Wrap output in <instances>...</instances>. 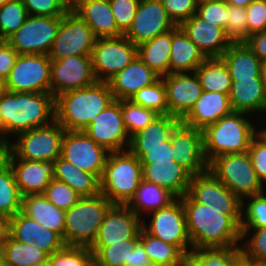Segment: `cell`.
<instances>
[{
  "label": "cell",
  "instance_id": "09005b40",
  "mask_svg": "<svg viewBox=\"0 0 266 266\" xmlns=\"http://www.w3.org/2000/svg\"><path fill=\"white\" fill-rule=\"evenodd\" d=\"M8 1H10V0H0V7H1L2 5H4L5 3H7Z\"/></svg>",
  "mask_w": 266,
  "mask_h": 266
},
{
  "label": "cell",
  "instance_id": "4fadbf2b",
  "mask_svg": "<svg viewBox=\"0 0 266 266\" xmlns=\"http://www.w3.org/2000/svg\"><path fill=\"white\" fill-rule=\"evenodd\" d=\"M96 39L84 20L74 12H67L61 19L49 58L59 60L72 55H91Z\"/></svg>",
  "mask_w": 266,
  "mask_h": 266
},
{
  "label": "cell",
  "instance_id": "83f0119b",
  "mask_svg": "<svg viewBox=\"0 0 266 266\" xmlns=\"http://www.w3.org/2000/svg\"><path fill=\"white\" fill-rule=\"evenodd\" d=\"M229 99L233 111L266 113V88L261 78L232 81Z\"/></svg>",
  "mask_w": 266,
  "mask_h": 266
},
{
  "label": "cell",
  "instance_id": "e0dca14e",
  "mask_svg": "<svg viewBox=\"0 0 266 266\" xmlns=\"http://www.w3.org/2000/svg\"><path fill=\"white\" fill-rule=\"evenodd\" d=\"M187 194L201 204L220 209L228 216H241L242 201L209 170L193 175Z\"/></svg>",
  "mask_w": 266,
  "mask_h": 266
},
{
  "label": "cell",
  "instance_id": "deb4b68c",
  "mask_svg": "<svg viewBox=\"0 0 266 266\" xmlns=\"http://www.w3.org/2000/svg\"><path fill=\"white\" fill-rule=\"evenodd\" d=\"M5 155H0V163L4 160Z\"/></svg>",
  "mask_w": 266,
  "mask_h": 266
},
{
  "label": "cell",
  "instance_id": "3957f363",
  "mask_svg": "<svg viewBox=\"0 0 266 266\" xmlns=\"http://www.w3.org/2000/svg\"><path fill=\"white\" fill-rule=\"evenodd\" d=\"M113 101L108 82L63 92L55 98L56 121L67 131H83Z\"/></svg>",
  "mask_w": 266,
  "mask_h": 266
},
{
  "label": "cell",
  "instance_id": "277c9868",
  "mask_svg": "<svg viewBox=\"0 0 266 266\" xmlns=\"http://www.w3.org/2000/svg\"><path fill=\"white\" fill-rule=\"evenodd\" d=\"M248 116L232 111L202 130L204 156L208 163L224 154L248 152L253 137L259 132Z\"/></svg>",
  "mask_w": 266,
  "mask_h": 266
},
{
  "label": "cell",
  "instance_id": "bcb514c9",
  "mask_svg": "<svg viewBox=\"0 0 266 266\" xmlns=\"http://www.w3.org/2000/svg\"><path fill=\"white\" fill-rule=\"evenodd\" d=\"M121 109L124 127L130 137L159 116L154 110L134 104L131 100H121Z\"/></svg>",
  "mask_w": 266,
  "mask_h": 266
},
{
  "label": "cell",
  "instance_id": "603a6c76",
  "mask_svg": "<svg viewBox=\"0 0 266 266\" xmlns=\"http://www.w3.org/2000/svg\"><path fill=\"white\" fill-rule=\"evenodd\" d=\"M180 27L206 58H220L232 44L224 29L205 22L196 14L184 21Z\"/></svg>",
  "mask_w": 266,
  "mask_h": 266
},
{
  "label": "cell",
  "instance_id": "7c38bea8",
  "mask_svg": "<svg viewBox=\"0 0 266 266\" xmlns=\"http://www.w3.org/2000/svg\"><path fill=\"white\" fill-rule=\"evenodd\" d=\"M137 57V46L125 35L116 38L96 39L91 53L97 81L107 82Z\"/></svg>",
  "mask_w": 266,
  "mask_h": 266
},
{
  "label": "cell",
  "instance_id": "ffe728a7",
  "mask_svg": "<svg viewBox=\"0 0 266 266\" xmlns=\"http://www.w3.org/2000/svg\"><path fill=\"white\" fill-rule=\"evenodd\" d=\"M142 228V219L126 205L114 204L105 215L91 246L127 244Z\"/></svg>",
  "mask_w": 266,
  "mask_h": 266
},
{
  "label": "cell",
  "instance_id": "c3c4849f",
  "mask_svg": "<svg viewBox=\"0 0 266 266\" xmlns=\"http://www.w3.org/2000/svg\"><path fill=\"white\" fill-rule=\"evenodd\" d=\"M225 35L231 43H245L248 39L246 9L227 4Z\"/></svg>",
  "mask_w": 266,
  "mask_h": 266
},
{
  "label": "cell",
  "instance_id": "ee69618b",
  "mask_svg": "<svg viewBox=\"0 0 266 266\" xmlns=\"http://www.w3.org/2000/svg\"><path fill=\"white\" fill-rule=\"evenodd\" d=\"M246 198L242 200L240 228L258 229L266 226V190Z\"/></svg>",
  "mask_w": 266,
  "mask_h": 266
},
{
  "label": "cell",
  "instance_id": "cb8c5ba5",
  "mask_svg": "<svg viewBox=\"0 0 266 266\" xmlns=\"http://www.w3.org/2000/svg\"><path fill=\"white\" fill-rule=\"evenodd\" d=\"M160 76L150 69L138 56L107 82L114 100H130L140 89L152 85Z\"/></svg>",
  "mask_w": 266,
  "mask_h": 266
},
{
  "label": "cell",
  "instance_id": "2a66077c",
  "mask_svg": "<svg viewBox=\"0 0 266 266\" xmlns=\"http://www.w3.org/2000/svg\"><path fill=\"white\" fill-rule=\"evenodd\" d=\"M137 266H157V265L153 264L152 262H147V263H144V264H139Z\"/></svg>",
  "mask_w": 266,
  "mask_h": 266
},
{
  "label": "cell",
  "instance_id": "816d5d0a",
  "mask_svg": "<svg viewBox=\"0 0 266 266\" xmlns=\"http://www.w3.org/2000/svg\"><path fill=\"white\" fill-rule=\"evenodd\" d=\"M196 15L205 22L225 30L227 22V3L224 0L198 2Z\"/></svg>",
  "mask_w": 266,
  "mask_h": 266
},
{
  "label": "cell",
  "instance_id": "9f6ffc18",
  "mask_svg": "<svg viewBox=\"0 0 266 266\" xmlns=\"http://www.w3.org/2000/svg\"><path fill=\"white\" fill-rule=\"evenodd\" d=\"M128 150L140 159L141 163L170 162L173 160V148L171 138L156 148H128Z\"/></svg>",
  "mask_w": 266,
  "mask_h": 266
},
{
  "label": "cell",
  "instance_id": "f546056e",
  "mask_svg": "<svg viewBox=\"0 0 266 266\" xmlns=\"http://www.w3.org/2000/svg\"><path fill=\"white\" fill-rule=\"evenodd\" d=\"M21 212L58 233L63 239L65 211L57 208L43 194L22 196Z\"/></svg>",
  "mask_w": 266,
  "mask_h": 266
},
{
  "label": "cell",
  "instance_id": "11a10c76",
  "mask_svg": "<svg viewBox=\"0 0 266 266\" xmlns=\"http://www.w3.org/2000/svg\"><path fill=\"white\" fill-rule=\"evenodd\" d=\"M248 154L257 176L263 185H266V137L260 132L253 137Z\"/></svg>",
  "mask_w": 266,
  "mask_h": 266
},
{
  "label": "cell",
  "instance_id": "60d3db41",
  "mask_svg": "<svg viewBox=\"0 0 266 266\" xmlns=\"http://www.w3.org/2000/svg\"><path fill=\"white\" fill-rule=\"evenodd\" d=\"M139 241V233L127 240V244L110 246H90L96 266H131V246Z\"/></svg>",
  "mask_w": 266,
  "mask_h": 266
},
{
  "label": "cell",
  "instance_id": "4316f807",
  "mask_svg": "<svg viewBox=\"0 0 266 266\" xmlns=\"http://www.w3.org/2000/svg\"><path fill=\"white\" fill-rule=\"evenodd\" d=\"M74 13L85 21L97 39L124 35L117 26L109 0H82Z\"/></svg>",
  "mask_w": 266,
  "mask_h": 266
},
{
  "label": "cell",
  "instance_id": "6f0895ef",
  "mask_svg": "<svg viewBox=\"0 0 266 266\" xmlns=\"http://www.w3.org/2000/svg\"><path fill=\"white\" fill-rule=\"evenodd\" d=\"M28 15L63 17L67 12L56 0H22Z\"/></svg>",
  "mask_w": 266,
  "mask_h": 266
},
{
  "label": "cell",
  "instance_id": "b9fcfbb0",
  "mask_svg": "<svg viewBox=\"0 0 266 266\" xmlns=\"http://www.w3.org/2000/svg\"><path fill=\"white\" fill-rule=\"evenodd\" d=\"M258 130L264 137H266V127L265 128L262 127V130H261V128Z\"/></svg>",
  "mask_w": 266,
  "mask_h": 266
},
{
  "label": "cell",
  "instance_id": "91938a15",
  "mask_svg": "<svg viewBox=\"0 0 266 266\" xmlns=\"http://www.w3.org/2000/svg\"><path fill=\"white\" fill-rule=\"evenodd\" d=\"M31 245L38 247L48 255L59 251L65 246L62 237L58 233L48 229L42 224H39L38 238H36Z\"/></svg>",
  "mask_w": 266,
  "mask_h": 266
},
{
  "label": "cell",
  "instance_id": "8fae6325",
  "mask_svg": "<svg viewBox=\"0 0 266 266\" xmlns=\"http://www.w3.org/2000/svg\"><path fill=\"white\" fill-rule=\"evenodd\" d=\"M51 61L45 54H19L6 79L7 91L50 93Z\"/></svg>",
  "mask_w": 266,
  "mask_h": 266
},
{
  "label": "cell",
  "instance_id": "681fc988",
  "mask_svg": "<svg viewBox=\"0 0 266 266\" xmlns=\"http://www.w3.org/2000/svg\"><path fill=\"white\" fill-rule=\"evenodd\" d=\"M43 195L57 208L67 211L75 205L81 196L68 184L52 179Z\"/></svg>",
  "mask_w": 266,
  "mask_h": 266
},
{
  "label": "cell",
  "instance_id": "753ad0ef",
  "mask_svg": "<svg viewBox=\"0 0 266 266\" xmlns=\"http://www.w3.org/2000/svg\"><path fill=\"white\" fill-rule=\"evenodd\" d=\"M248 266H266V261H260L256 263H249Z\"/></svg>",
  "mask_w": 266,
  "mask_h": 266
},
{
  "label": "cell",
  "instance_id": "d6986e66",
  "mask_svg": "<svg viewBox=\"0 0 266 266\" xmlns=\"http://www.w3.org/2000/svg\"><path fill=\"white\" fill-rule=\"evenodd\" d=\"M173 160L184 167L192 176L208 171L204 156L203 133L180 122L171 136Z\"/></svg>",
  "mask_w": 266,
  "mask_h": 266
},
{
  "label": "cell",
  "instance_id": "f6af8a7d",
  "mask_svg": "<svg viewBox=\"0 0 266 266\" xmlns=\"http://www.w3.org/2000/svg\"><path fill=\"white\" fill-rule=\"evenodd\" d=\"M242 240L246 241L240 246L246 264L266 261V226L258 229H241Z\"/></svg>",
  "mask_w": 266,
  "mask_h": 266
},
{
  "label": "cell",
  "instance_id": "6da1fadb",
  "mask_svg": "<svg viewBox=\"0 0 266 266\" xmlns=\"http://www.w3.org/2000/svg\"><path fill=\"white\" fill-rule=\"evenodd\" d=\"M183 204L192 249L202 247H240L241 216L222 214L220 209L195 202L187 193Z\"/></svg>",
  "mask_w": 266,
  "mask_h": 266
},
{
  "label": "cell",
  "instance_id": "7dc6e473",
  "mask_svg": "<svg viewBox=\"0 0 266 266\" xmlns=\"http://www.w3.org/2000/svg\"><path fill=\"white\" fill-rule=\"evenodd\" d=\"M50 266H91L93 253L89 247L64 246L48 256Z\"/></svg>",
  "mask_w": 266,
  "mask_h": 266
},
{
  "label": "cell",
  "instance_id": "f907efd6",
  "mask_svg": "<svg viewBox=\"0 0 266 266\" xmlns=\"http://www.w3.org/2000/svg\"><path fill=\"white\" fill-rule=\"evenodd\" d=\"M39 223L21 211L9 218V235L19 242L31 245L38 238Z\"/></svg>",
  "mask_w": 266,
  "mask_h": 266
},
{
  "label": "cell",
  "instance_id": "30bf717a",
  "mask_svg": "<svg viewBox=\"0 0 266 266\" xmlns=\"http://www.w3.org/2000/svg\"><path fill=\"white\" fill-rule=\"evenodd\" d=\"M61 19L62 17L28 15L24 24L6 42L18 54L48 55L57 36Z\"/></svg>",
  "mask_w": 266,
  "mask_h": 266
},
{
  "label": "cell",
  "instance_id": "484cf974",
  "mask_svg": "<svg viewBox=\"0 0 266 266\" xmlns=\"http://www.w3.org/2000/svg\"><path fill=\"white\" fill-rule=\"evenodd\" d=\"M232 111L228 94L202 91L200 98L181 122L202 131Z\"/></svg>",
  "mask_w": 266,
  "mask_h": 266
},
{
  "label": "cell",
  "instance_id": "a7ac6f4b",
  "mask_svg": "<svg viewBox=\"0 0 266 266\" xmlns=\"http://www.w3.org/2000/svg\"><path fill=\"white\" fill-rule=\"evenodd\" d=\"M260 76L266 88V60L261 62Z\"/></svg>",
  "mask_w": 266,
  "mask_h": 266
},
{
  "label": "cell",
  "instance_id": "8992f818",
  "mask_svg": "<svg viewBox=\"0 0 266 266\" xmlns=\"http://www.w3.org/2000/svg\"><path fill=\"white\" fill-rule=\"evenodd\" d=\"M114 204L101 193L93 197H81L65 211V246L90 247L96 239L105 215Z\"/></svg>",
  "mask_w": 266,
  "mask_h": 266
},
{
  "label": "cell",
  "instance_id": "03108f58",
  "mask_svg": "<svg viewBox=\"0 0 266 266\" xmlns=\"http://www.w3.org/2000/svg\"><path fill=\"white\" fill-rule=\"evenodd\" d=\"M66 12H74L82 0H56Z\"/></svg>",
  "mask_w": 266,
  "mask_h": 266
},
{
  "label": "cell",
  "instance_id": "4dcf8cb0",
  "mask_svg": "<svg viewBox=\"0 0 266 266\" xmlns=\"http://www.w3.org/2000/svg\"><path fill=\"white\" fill-rule=\"evenodd\" d=\"M226 64L232 81L261 78V60L246 43H232L220 57Z\"/></svg>",
  "mask_w": 266,
  "mask_h": 266
},
{
  "label": "cell",
  "instance_id": "e7e4bbea",
  "mask_svg": "<svg viewBox=\"0 0 266 266\" xmlns=\"http://www.w3.org/2000/svg\"><path fill=\"white\" fill-rule=\"evenodd\" d=\"M9 235V217L0 214V247Z\"/></svg>",
  "mask_w": 266,
  "mask_h": 266
},
{
  "label": "cell",
  "instance_id": "2644e50d",
  "mask_svg": "<svg viewBox=\"0 0 266 266\" xmlns=\"http://www.w3.org/2000/svg\"><path fill=\"white\" fill-rule=\"evenodd\" d=\"M0 141L4 144V126L0 119Z\"/></svg>",
  "mask_w": 266,
  "mask_h": 266
},
{
  "label": "cell",
  "instance_id": "be15d7a7",
  "mask_svg": "<svg viewBox=\"0 0 266 266\" xmlns=\"http://www.w3.org/2000/svg\"><path fill=\"white\" fill-rule=\"evenodd\" d=\"M150 262L147 253L140 241L135 246H131V266H137Z\"/></svg>",
  "mask_w": 266,
  "mask_h": 266
},
{
  "label": "cell",
  "instance_id": "2e32d148",
  "mask_svg": "<svg viewBox=\"0 0 266 266\" xmlns=\"http://www.w3.org/2000/svg\"><path fill=\"white\" fill-rule=\"evenodd\" d=\"M109 152L99 146L84 131L65 130L61 158L73 164L78 169L102 176Z\"/></svg>",
  "mask_w": 266,
  "mask_h": 266
},
{
  "label": "cell",
  "instance_id": "94428289",
  "mask_svg": "<svg viewBox=\"0 0 266 266\" xmlns=\"http://www.w3.org/2000/svg\"><path fill=\"white\" fill-rule=\"evenodd\" d=\"M18 55L6 41H0V78H8Z\"/></svg>",
  "mask_w": 266,
  "mask_h": 266
},
{
  "label": "cell",
  "instance_id": "e575fe53",
  "mask_svg": "<svg viewBox=\"0 0 266 266\" xmlns=\"http://www.w3.org/2000/svg\"><path fill=\"white\" fill-rule=\"evenodd\" d=\"M171 30L137 46V56L160 77L169 74Z\"/></svg>",
  "mask_w": 266,
  "mask_h": 266
},
{
  "label": "cell",
  "instance_id": "003e7915",
  "mask_svg": "<svg viewBox=\"0 0 266 266\" xmlns=\"http://www.w3.org/2000/svg\"><path fill=\"white\" fill-rule=\"evenodd\" d=\"M228 5L246 8L253 0H224Z\"/></svg>",
  "mask_w": 266,
  "mask_h": 266
},
{
  "label": "cell",
  "instance_id": "5bb4252c",
  "mask_svg": "<svg viewBox=\"0 0 266 266\" xmlns=\"http://www.w3.org/2000/svg\"><path fill=\"white\" fill-rule=\"evenodd\" d=\"M108 152L128 150L130 136L123 122L121 100H114L83 130Z\"/></svg>",
  "mask_w": 266,
  "mask_h": 266
},
{
  "label": "cell",
  "instance_id": "d4e9b609",
  "mask_svg": "<svg viewBox=\"0 0 266 266\" xmlns=\"http://www.w3.org/2000/svg\"><path fill=\"white\" fill-rule=\"evenodd\" d=\"M141 165L143 180L165 188L176 198H181L188 192L192 175L174 160Z\"/></svg>",
  "mask_w": 266,
  "mask_h": 266
},
{
  "label": "cell",
  "instance_id": "db71d44e",
  "mask_svg": "<svg viewBox=\"0 0 266 266\" xmlns=\"http://www.w3.org/2000/svg\"><path fill=\"white\" fill-rule=\"evenodd\" d=\"M170 19L176 26L196 14L198 0H161Z\"/></svg>",
  "mask_w": 266,
  "mask_h": 266
},
{
  "label": "cell",
  "instance_id": "52a82bcc",
  "mask_svg": "<svg viewBox=\"0 0 266 266\" xmlns=\"http://www.w3.org/2000/svg\"><path fill=\"white\" fill-rule=\"evenodd\" d=\"M208 170L241 201L266 190L248 152L218 156L208 163Z\"/></svg>",
  "mask_w": 266,
  "mask_h": 266
},
{
  "label": "cell",
  "instance_id": "ab89813d",
  "mask_svg": "<svg viewBox=\"0 0 266 266\" xmlns=\"http://www.w3.org/2000/svg\"><path fill=\"white\" fill-rule=\"evenodd\" d=\"M22 196L18 190L14 173L4 159L0 163V214L12 217L21 211Z\"/></svg>",
  "mask_w": 266,
  "mask_h": 266
},
{
  "label": "cell",
  "instance_id": "979ff035",
  "mask_svg": "<svg viewBox=\"0 0 266 266\" xmlns=\"http://www.w3.org/2000/svg\"><path fill=\"white\" fill-rule=\"evenodd\" d=\"M209 1H220V0H198V2H209Z\"/></svg>",
  "mask_w": 266,
  "mask_h": 266
},
{
  "label": "cell",
  "instance_id": "11e5206c",
  "mask_svg": "<svg viewBox=\"0 0 266 266\" xmlns=\"http://www.w3.org/2000/svg\"><path fill=\"white\" fill-rule=\"evenodd\" d=\"M0 266H7L4 257L0 254Z\"/></svg>",
  "mask_w": 266,
  "mask_h": 266
},
{
  "label": "cell",
  "instance_id": "7a4b0ae2",
  "mask_svg": "<svg viewBox=\"0 0 266 266\" xmlns=\"http://www.w3.org/2000/svg\"><path fill=\"white\" fill-rule=\"evenodd\" d=\"M0 119L7 145L11 136L56 120L55 97L51 93L7 92L0 98Z\"/></svg>",
  "mask_w": 266,
  "mask_h": 266
},
{
  "label": "cell",
  "instance_id": "9c48e42d",
  "mask_svg": "<svg viewBox=\"0 0 266 266\" xmlns=\"http://www.w3.org/2000/svg\"><path fill=\"white\" fill-rule=\"evenodd\" d=\"M148 224L142 219V228L150 235L178 247L187 257L192 250L187 232L186 217L180 198L167 207L149 213ZM150 220V222H149Z\"/></svg>",
  "mask_w": 266,
  "mask_h": 266
},
{
  "label": "cell",
  "instance_id": "f35d334b",
  "mask_svg": "<svg viewBox=\"0 0 266 266\" xmlns=\"http://www.w3.org/2000/svg\"><path fill=\"white\" fill-rule=\"evenodd\" d=\"M0 254L7 266H29L47 260L49 256L38 247L19 242L10 235L3 242Z\"/></svg>",
  "mask_w": 266,
  "mask_h": 266
},
{
  "label": "cell",
  "instance_id": "b9f144b4",
  "mask_svg": "<svg viewBox=\"0 0 266 266\" xmlns=\"http://www.w3.org/2000/svg\"><path fill=\"white\" fill-rule=\"evenodd\" d=\"M130 100L134 104L154 110L159 115L168 114L166 87L162 77L152 85L140 89Z\"/></svg>",
  "mask_w": 266,
  "mask_h": 266
},
{
  "label": "cell",
  "instance_id": "8c879c8a",
  "mask_svg": "<svg viewBox=\"0 0 266 266\" xmlns=\"http://www.w3.org/2000/svg\"><path fill=\"white\" fill-rule=\"evenodd\" d=\"M29 266H50V263H49V260H44L40 263H34V264H31Z\"/></svg>",
  "mask_w": 266,
  "mask_h": 266
},
{
  "label": "cell",
  "instance_id": "1f68e13d",
  "mask_svg": "<svg viewBox=\"0 0 266 266\" xmlns=\"http://www.w3.org/2000/svg\"><path fill=\"white\" fill-rule=\"evenodd\" d=\"M53 178L68 184L81 197H93L101 193L100 179L92 173L82 171L59 157L52 163Z\"/></svg>",
  "mask_w": 266,
  "mask_h": 266
},
{
  "label": "cell",
  "instance_id": "44dd1931",
  "mask_svg": "<svg viewBox=\"0 0 266 266\" xmlns=\"http://www.w3.org/2000/svg\"><path fill=\"white\" fill-rule=\"evenodd\" d=\"M162 78L166 87L168 114L182 120L201 96L200 81L195 72L170 73Z\"/></svg>",
  "mask_w": 266,
  "mask_h": 266
},
{
  "label": "cell",
  "instance_id": "34e18365",
  "mask_svg": "<svg viewBox=\"0 0 266 266\" xmlns=\"http://www.w3.org/2000/svg\"><path fill=\"white\" fill-rule=\"evenodd\" d=\"M6 148H7V145H4V144L0 141V155H5Z\"/></svg>",
  "mask_w": 266,
  "mask_h": 266
},
{
  "label": "cell",
  "instance_id": "89a4df30",
  "mask_svg": "<svg viewBox=\"0 0 266 266\" xmlns=\"http://www.w3.org/2000/svg\"><path fill=\"white\" fill-rule=\"evenodd\" d=\"M6 79L0 78V98L7 93Z\"/></svg>",
  "mask_w": 266,
  "mask_h": 266
},
{
  "label": "cell",
  "instance_id": "7bdbcfd3",
  "mask_svg": "<svg viewBox=\"0 0 266 266\" xmlns=\"http://www.w3.org/2000/svg\"><path fill=\"white\" fill-rule=\"evenodd\" d=\"M28 17L22 0H10L0 7V41H6Z\"/></svg>",
  "mask_w": 266,
  "mask_h": 266
},
{
  "label": "cell",
  "instance_id": "f5cc1de1",
  "mask_svg": "<svg viewBox=\"0 0 266 266\" xmlns=\"http://www.w3.org/2000/svg\"><path fill=\"white\" fill-rule=\"evenodd\" d=\"M118 28L125 34L132 26L140 0H109Z\"/></svg>",
  "mask_w": 266,
  "mask_h": 266
},
{
  "label": "cell",
  "instance_id": "680465c9",
  "mask_svg": "<svg viewBox=\"0 0 266 266\" xmlns=\"http://www.w3.org/2000/svg\"><path fill=\"white\" fill-rule=\"evenodd\" d=\"M248 37L266 30V0H253L246 8Z\"/></svg>",
  "mask_w": 266,
  "mask_h": 266
},
{
  "label": "cell",
  "instance_id": "f1b7e54d",
  "mask_svg": "<svg viewBox=\"0 0 266 266\" xmlns=\"http://www.w3.org/2000/svg\"><path fill=\"white\" fill-rule=\"evenodd\" d=\"M207 58L180 26L171 30L170 73H191Z\"/></svg>",
  "mask_w": 266,
  "mask_h": 266
},
{
  "label": "cell",
  "instance_id": "6125c7cd",
  "mask_svg": "<svg viewBox=\"0 0 266 266\" xmlns=\"http://www.w3.org/2000/svg\"><path fill=\"white\" fill-rule=\"evenodd\" d=\"M261 60H266V30L251 34L245 42Z\"/></svg>",
  "mask_w": 266,
  "mask_h": 266
},
{
  "label": "cell",
  "instance_id": "d6a6232c",
  "mask_svg": "<svg viewBox=\"0 0 266 266\" xmlns=\"http://www.w3.org/2000/svg\"><path fill=\"white\" fill-rule=\"evenodd\" d=\"M176 197L165 188L142 179L134 196L126 204L141 219L143 213L149 214L152 211L167 207Z\"/></svg>",
  "mask_w": 266,
  "mask_h": 266
},
{
  "label": "cell",
  "instance_id": "ac0fdd59",
  "mask_svg": "<svg viewBox=\"0 0 266 266\" xmlns=\"http://www.w3.org/2000/svg\"><path fill=\"white\" fill-rule=\"evenodd\" d=\"M175 27L161 0H140L132 26L124 35L139 46Z\"/></svg>",
  "mask_w": 266,
  "mask_h": 266
},
{
  "label": "cell",
  "instance_id": "d590c367",
  "mask_svg": "<svg viewBox=\"0 0 266 266\" xmlns=\"http://www.w3.org/2000/svg\"><path fill=\"white\" fill-rule=\"evenodd\" d=\"M139 241L153 264L157 266H188V257L178 247L148 234L143 228L139 232Z\"/></svg>",
  "mask_w": 266,
  "mask_h": 266
},
{
  "label": "cell",
  "instance_id": "74e56055",
  "mask_svg": "<svg viewBox=\"0 0 266 266\" xmlns=\"http://www.w3.org/2000/svg\"><path fill=\"white\" fill-rule=\"evenodd\" d=\"M200 81L202 91L230 93L232 79L221 58H207L194 71Z\"/></svg>",
  "mask_w": 266,
  "mask_h": 266
},
{
  "label": "cell",
  "instance_id": "9a60e30c",
  "mask_svg": "<svg viewBox=\"0 0 266 266\" xmlns=\"http://www.w3.org/2000/svg\"><path fill=\"white\" fill-rule=\"evenodd\" d=\"M50 93L56 98L63 92L87 88L97 82L91 55H72L51 61Z\"/></svg>",
  "mask_w": 266,
  "mask_h": 266
},
{
  "label": "cell",
  "instance_id": "8d00e7d4",
  "mask_svg": "<svg viewBox=\"0 0 266 266\" xmlns=\"http://www.w3.org/2000/svg\"><path fill=\"white\" fill-rule=\"evenodd\" d=\"M240 247H202L192 249L188 266H244Z\"/></svg>",
  "mask_w": 266,
  "mask_h": 266
},
{
  "label": "cell",
  "instance_id": "7402d4cb",
  "mask_svg": "<svg viewBox=\"0 0 266 266\" xmlns=\"http://www.w3.org/2000/svg\"><path fill=\"white\" fill-rule=\"evenodd\" d=\"M4 159L13 170L21 196L43 194L53 179L52 163L20 159L8 147Z\"/></svg>",
  "mask_w": 266,
  "mask_h": 266
},
{
  "label": "cell",
  "instance_id": "ba28073f",
  "mask_svg": "<svg viewBox=\"0 0 266 266\" xmlns=\"http://www.w3.org/2000/svg\"><path fill=\"white\" fill-rule=\"evenodd\" d=\"M65 129L54 120L51 124L20 132L7 147L20 159L53 163L61 156Z\"/></svg>",
  "mask_w": 266,
  "mask_h": 266
},
{
  "label": "cell",
  "instance_id": "836d02e7",
  "mask_svg": "<svg viewBox=\"0 0 266 266\" xmlns=\"http://www.w3.org/2000/svg\"><path fill=\"white\" fill-rule=\"evenodd\" d=\"M181 122L169 114L159 115L144 129L130 137L128 148H156L170 139L174 128Z\"/></svg>",
  "mask_w": 266,
  "mask_h": 266
},
{
  "label": "cell",
  "instance_id": "5b68a950",
  "mask_svg": "<svg viewBox=\"0 0 266 266\" xmlns=\"http://www.w3.org/2000/svg\"><path fill=\"white\" fill-rule=\"evenodd\" d=\"M142 179L139 158L129 150L109 152L100 178L101 194L113 204L126 205Z\"/></svg>",
  "mask_w": 266,
  "mask_h": 266
}]
</instances>
